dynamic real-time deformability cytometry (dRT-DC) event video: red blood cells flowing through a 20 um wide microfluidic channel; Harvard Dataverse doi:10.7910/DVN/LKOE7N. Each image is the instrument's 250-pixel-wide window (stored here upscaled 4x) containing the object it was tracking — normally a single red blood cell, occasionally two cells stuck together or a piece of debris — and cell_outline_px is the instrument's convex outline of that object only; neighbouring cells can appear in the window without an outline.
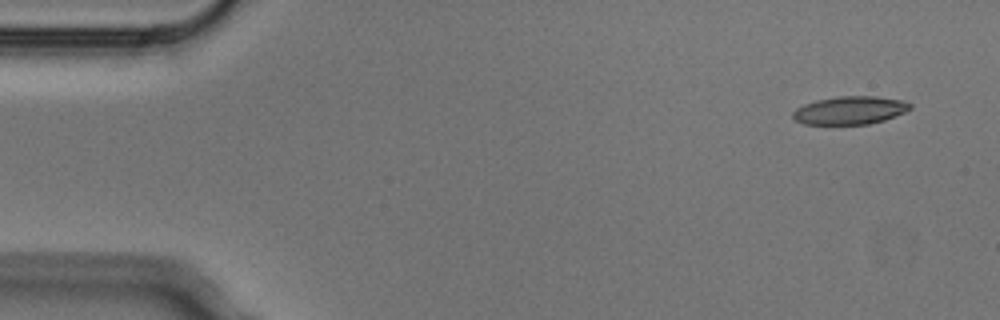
{"species": "Egyptian fruit bat (a non-hibernating species)", "species_latin": "Rousettus aegyptiacus", "temperature_condition": "cold", "stored_images_in_passage": 4, "camera_frame_rate_fps": 3000, "um_per_image_px": 0.085, "animal": {"sex": "male"}, "frame": {"image": 1, "passage_image": 1, "time_ms": 0.0, "image_size_px": [1000, 320], "cell_outline_px": [[912, 108], [904, 112], [884, 120], [868, 124], [804, 124], [796, 120], [792, 116], [792, 112], [796, 108], [804, 104], [816, 100], [840, 96], [876, 96], [900, 100], [912, 104]], "centroid_in_image_um": [72.23, 9.37], "position_along_channel_um": 12.8, "area_um2": 19.07}}
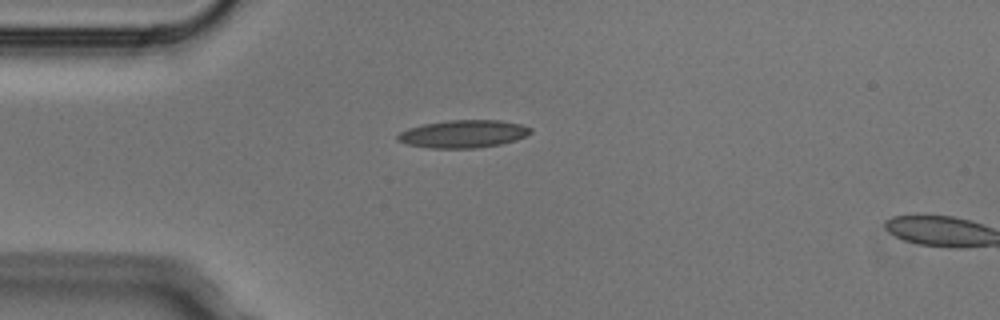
{"frame": {"image": 2, "passage_image": 3, "time_ms": 0.667, "image_size_px": [1000, 320], "cell_outline_px": [[532, 132], [516, 140], [500, 144], [476, 148], [432, 148], [408, 144], [396, 140], [396, 136], [400, 132], [408, 128], [424, 124], [448, 120], [500, 120], [520, 124], [532, 128]], "centroid_in_image_um": [39.38, 11.38], "position_along_channel_um": 45.6, "area_um2": 21.39}}